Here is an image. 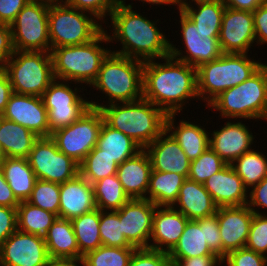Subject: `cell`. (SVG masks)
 Segmentation results:
<instances>
[{
    "mask_svg": "<svg viewBox=\"0 0 267 266\" xmlns=\"http://www.w3.org/2000/svg\"><path fill=\"white\" fill-rule=\"evenodd\" d=\"M198 97L197 68L172 56L164 63L155 60L143 64V98L162 109L166 114L182 111L185 100Z\"/></svg>",
    "mask_w": 267,
    "mask_h": 266,
    "instance_id": "obj_1",
    "label": "cell"
},
{
    "mask_svg": "<svg viewBox=\"0 0 267 266\" xmlns=\"http://www.w3.org/2000/svg\"><path fill=\"white\" fill-rule=\"evenodd\" d=\"M132 8L131 4L124 2L111 13L113 34L108 35L109 41L117 40L122 44L121 50L111 52L143 62L170 56V41L156 27V22Z\"/></svg>",
    "mask_w": 267,
    "mask_h": 266,
    "instance_id": "obj_2",
    "label": "cell"
},
{
    "mask_svg": "<svg viewBox=\"0 0 267 266\" xmlns=\"http://www.w3.org/2000/svg\"><path fill=\"white\" fill-rule=\"evenodd\" d=\"M89 103L102 112L108 126L129 136L143 149L166 130L167 114L144 98L109 105Z\"/></svg>",
    "mask_w": 267,
    "mask_h": 266,
    "instance_id": "obj_3",
    "label": "cell"
},
{
    "mask_svg": "<svg viewBox=\"0 0 267 266\" xmlns=\"http://www.w3.org/2000/svg\"><path fill=\"white\" fill-rule=\"evenodd\" d=\"M101 42H110L107 31L103 30L85 44L51 49L54 78L90 86L97 78L103 60L111 52L108 48L101 47Z\"/></svg>",
    "mask_w": 267,
    "mask_h": 266,
    "instance_id": "obj_4",
    "label": "cell"
},
{
    "mask_svg": "<svg viewBox=\"0 0 267 266\" xmlns=\"http://www.w3.org/2000/svg\"><path fill=\"white\" fill-rule=\"evenodd\" d=\"M252 60L248 54L224 53L201 64L197 68L198 99L201 97L209 105L225 90L244 82L263 65Z\"/></svg>",
    "mask_w": 267,
    "mask_h": 266,
    "instance_id": "obj_5",
    "label": "cell"
},
{
    "mask_svg": "<svg viewBox=\"0 0 267 266\" xmlns=\"http://www.w3.org/2000/svg\"><path fill=\"white\" fill-rule=\"evenodd\" d=\"M143 64L138 59L110 52L91 84L108 96V102H132L143 98Z\"/></svg>",
    "mask_w": 267,
    "mask_h": 266,
    "instance_id": "obj_6",
    "label": "cell"
},
{
    "mask_svg": "<svg viewBox=\"0 0 267 266\" xmlns=\"http://www.w3.org/2000/svg\"><path fill=\"white\" fill-rule=\"evenodd\" d=\"M208 106L226 119L267 120V64L241 84L222 92Z\"/></svg>",
    "mask_w": 267,
    "mask_h": 266,
    "instance_id": "obj_7",
    "label": "cell"
},
{
    "mask_svg": "<svg viewBox=\"0 0 267 266\" xmlns=\"http://www.w3.org/2000/svg\"><path fill=\"white\" fill-rule=\"evenodd\" d=\"M86 13V14H85ZM95 16L69 6L65 1H50L48 29L51 49L81 45L95 39L103 30Z\"/></svg>",
    "mask_w": 267,
    "mask_h": 266,
    "instance_id": "obj_8",
    "label": "cell"
},
{
    "mask_svg": "<svg viewBox=\"0 0 267 266\" xmlns=\"http://www.w3.org/2000/svg\"><path fill=\"white\" fill-rule=\"evenodd\" d=\"M3 72L8 76L13 93L16 94L41 97L55 79L51 54L44 51L14 50Z\"/></svg>",
    "mask_w": 267,
    "mask_h": 266,
    "instance_id": "obj_9",
    "label": "cell"
},
{
    "mask_svg": "<svg viewBox=\"0 0 267 266\" xmlns=\"http://www.w3.org/2000/svg\"><path fill=\"white\" fill-rule=\"evenodd\" d=\"M50 0H30L10 25L16 51L50 52L48 29Z\"/></svg>",
    "mask_w": 267,
    "mask_h": 266,
    "instance_id": "obj_10",
    "label": "cell"
},
{
    "mask_svg": "<svg viewBox=\"0 0 267 266\" xmlns=\"http://www.w3.org/2000/svg\"><path fill=\"white\" fill-rule=\"evenodd\" d=\"M104 118L99 109H88L69 126L51 133L57 148L80 164L96 146Z\"/></svg>",
    "mask_w": 267,
    "mask_h": 266,
    "instance_id": "obj_11",
    "label": "cell"
},
{
    "mask_svg": "<svg viewBox=\"0 0 267 266\" xmlns=\"http://www.w3.org/2000/svg\"><path fill=\"white\" fill-rule=\"evenodd\" d=\"M27 160L40 180L62 184L79 174V164L62 153L51 137H39Z\"/></svg>",
    "mask_w": 267,
    "mask_h": 266,
    "instance_id": "obj_12",
    "label": "cell"
},
{
    "mask_svg": "<svg viewBox=\"0 0 267 266\" xmlns=\"http://www.w3.org/2000/svg\"><path fill=\"white\" fill-rule=\"evenodd\" d=\"M77 89L72 90L65 80L60 82L54 79L42 94L41 98L48 111L50 135L69 126L91 108L89 101L78 95Z\"/></svg>",
    "mask_w": 267,
    "mask_h": 266,
    "instance_id": "obj_13",
    "label": "cell"
},
{
    "mask_svg": "<svg viewBox=\"0 0 267 266\" xmlns=\"http://www.w3.org/2000/svg\"><path fill=\"white\" fill-rule=\"evenodd\" d=\"M179 13L187 55H183L182 50L170 43V56L198 68L201 64L216 60L224 54L218 39L220 32H204L181 11Z\"/></svg>",
    "mask_w": 267,
    "mask_h": 266,
    "instance_id": "obj_14",
    "label": "cell"
},
{
    "mask_svg": "<svg viewBox=\"0 0 267 266\" xmlns=\"http://www.w3.org/2000/svg\"><path fill=\"white\" fill-rule=\"evenodd\" d=\"M44 237L16 230L0 245V266H47Z\"/></svg>",
    "mask_w": 267,
    "mask_h": 266,
    "instance_id": "obj_15",
    "label": "cell"
},
{
    "mask_svg": "<svg viewBox=\"0 0 267 266\" xmlns=\"http://www.w3.org/2000/svg\"><path fill=\"white\" fill-rule=\"evenodd\" d=\"M155 208L148 199L133 198L118 210L122 233L136 249L149 248Z\"/></svg>",
    "mask_w": 267,
    "mask_h": 266,
    "instance_id": "obj_16",
    "label": "cell"
},
{
    "mask_svg": "<svg viewBox=\"0 0 267 266\" xmlns=\"http://www.w3.org/2000/svg\"><path fill=\"white\" fill-rule=\"evenodd\" d=\"M218 39L223 53L247 54L256 42L253 12L225 7Z\"/></svg>",
    "mask_w": 267,
    "mask_h": 266,
    "instance_id": "obj_17",
    "label": "cell"
},
{
    "mask_svg": "<svg viewBox=\"0 0 267 266\" xmlns=\"http://www.w3.org/2000/svg\"><path fill=\"white\" fill-rule=\"evenodd\" d=\"M2 117L26 127L38 137H50L48 111L40 96L13 93Z\"/></svg>",
    "mask_w": 267,
    "mask_h": 266,
    "instance_id": "obj_18",
    "label": "cell"
},
{
    "mask_svg": "<svg viewBox=\"0 0 267 266\" xmlns=\"http://www.w3.org/2000/svg\"><path fill=\"white\" fill-rule=\"evenodd\" d=\"M254 212L247 206L219 207L216 215L222 239V259L246 246Z\"/></svg>",
    "mask_w": 267,
    "mask_h": 266,
    "instance_id": "obj_19",
    "label": "cell"
},
{
    "mask_svg": "<svg viewBox=\"0 0 267 266\" xmlns=\"http://www.w3.org/2000/svg\"><path fill=\"white\" fill-rule=\"evenodd\" d=\"M144 150L150 158L152 170L174 172L188 178L191 161L167 130Z\"/></svg>",
    "mask_w": 267,
    "mask_h": 266,
    "instance_id": "obj_20",
    "label": "cell"
},
{
    "mask_svg": "<svg viewBox=\"0 0 267 266\" xmlns=\"http://www.w3.org/2000/svg\"><path fill=\"white\" fill-rule=\"evenodd\" d=\"M188 221L172 206H156L150 238L153 243L149 244V248L169 254L177 245Z\"/></svg>",
    "mask_w": 267,
    "mask_h": 266,
    "instance_id": "obj_21",
    "label": "cell"
},
{
    "mask_svg": "<svg viewBox=\"0 0 267 266\" xmlns=\"http://www.w3.org/2000/svg\"><path fill=\"white\" fill-rule=\"evenodd\" d=\"M209 137V147L222 160L231 165L245 152L250 151L254 137L247 126L241 122H227L220 130L213 131Z\"/></svg>",
    "mask_w": 267,
    "mask_h": 266,
    "instance_id": "obj_22",
    "label": "cell"
},
{
    "mask_svg": "<svg viewBox=\"0 0 267 266\" xmlns=\"http://www.w3.org/2000/svg\"><path fill=\"white\" fill-rule=\"evenodd\" d=\"M203 185L218 208L247 205L249 189L244 186L232 165H226L208 178Z\"/></svg>",
    "mask_w": 267,
    "mask_h": 266,
    "instance_id": "obj_23",
    "label": "cell"
},
{
    "mask_svg": "<svg viewBox=\"0 0 267 266\" xmlns=\"http://www.w3.org/2000/svg\"><path fill=\"white\" fill-rule=\"evenodd\" d=\"M59 217L71 220L96 209L93 184L78 174L60 184Z\"/></svg>",
    "mask_w": 267,
    "mask_h": 266,
    "instance_id": "obj_24",
    "label": "cell"
},
{
    "mask_svg": "<svg viewBox=\"0 0 267 266\" xmlns=\"http://www.w3.org/2000/svg\"><path fill=\"white\" fill-rule=\"evenodd\" d=\"M151 171L150 158L144 149L118 165L119 182L130 199L146 198Z\"/></svg>",
    "mask_w": 267,
    "mask_h": 266,
    "instance_id": "obj_25",
    "label": "cell"
},
{
    "mask_svg": "<svg viewBox=\"0 0 267 266\" xmlns=\"http://www.w3.org/2000/svg\"><path fill=\"white\" fill-rule=\"evenodd\" d=\"M172 207L189 220H198L212 216L216 214L218 209L204 185L188 178L181 186L178 198Z\"/></svg>",
    "mask_w": 267,
    "mask_h": 266,
    "instance_id": "obj_26",
    "label": "cell"
},
{
    "mask_svg": "<svg viewBox=\"0 0 267 266\" xmlns=\"http://www.w3.org/2000/svg\"><path fill=\"white\" fill-rule=\"evenodd\" d=\"M49 258L52 260L79 259V246L71 220L57 217L44 236Z\"/></svg>",
    "mask_w": 267,
    "mask_h": 266,
    "instance_id": "obj_27",
    "label": "cell"
},
{
    "mask_svg": "<svg viewBox=\"0 0 267 266\" xmlns=\"http://www.w3.org/2000/svg\"><path fill=\"white\" fill-rule=\"evenodd\" d=\"M175 115L167 114L166 130L171 132L188 159L195 160L209 147V133L202 126L183 120L176 127Z\"/></svg>",
    "mask_w": 267,
    "mask_h": 266,
    "instance_id": "obj_28",
    "label": "cell"
},
{
    "mask_svg": "<svg viewBox=\"0 0 267 266\" xmlns=\"http://www.w3.org/2000/svg\"><path fill=\"white\" fill-rule=\"evenodd\" d=\"M0 168L16 199L27 201L37 181L27 158L7 157Z\"/></svg>",
    "mask_w": 267,
    "mask_h": 266,
    "instance_id": "obj_29",
    "label": "cell"
},
{
    "mask_svg": "<svg viewBox=\"0 0 267 266\" xmlns=\"http://www.w3.org/2000/svg\"><path fill=\"white\" fill-rule=\"evenodd\" d=\"M38 139L26 127L0 117V142L7 157L27 158Z\"/></svg>",
    "mask_w": 267,
    "mask_h": 266,
    "instance_id": "obj_30",
    "label": "cell"
},
{
    "mask_svg": "<svg viewBox=\"0 0 267 266\" xmlns=\"http://www.w3.org/2000/svg\"><path fill=\"white\" fill-rule=\"evenodd\" d=\"M96 147L112 158L118 165L133 157L143 148L132 138L115 130L105 122L101 127Z\"/></svg>",
    "mask_w": 267,
    "mask_h": 266,
    "instance_id": "obj_31",
    "label": "cell"
},
{
    "mask_svg": "<svg viewBox=\"0 0 267 266\" xmlns=\"http://www.w3.org/2000/svg\"><path fill=\"white\" fill-rule=\"evenodd\" d=\"M204 255H215L205 240V224L200 219L189 220L169 258L188 259Z\"/></svg>",
    "mask_w": 267,
    "mask_h": 266,
    "instance_id": "obj_32",
    "label": "cell"
},
{
    "mask_svg": "<svg viewBox=\"0 0 267 266\" xmlns=\"http://www.w3.org/2000/svg\"><path fill=\"white\" fill-rule=\"evenodd\" d=\"M186 178L174 172L152 170L145 199L156 206H172L177 200L181 186Z\"/></svg>",
    "mask_w": 267,
    "mask_h": 266,
    "instance_id": "obj_33",
    "label": "cell"
},
{
    "mask_svg": "<svg viewBox=\"0 0 267 266\" xmlns=\"http://www.w3.org/2000/svg\"><path fill=\"white\" fill-rule=\"evenodd\" d=\"M74 234L79 246V259L87 252L102 246L99 232L100 209L71 219Z\"/></svg>",
    "mask_w": 267,
    "mask_h": 266,
    "instance_id": "obj_34",
    "label": "cell"
},
{
    "mask_svg": "<svg viewBox=\"0 0 267 266\" xmlns=\"http://www.w3.org/2000/svg\"><path fill=\"white\" fill-rule=\"evenodd\" d=\"M17 209V230L44 237L57 215L33 206L27 201L19 203Z\"/></svg>",
    "mask_w": 267,
    "mask_h": 266,
    "instance_id": "obj_35",
    "label": "cell"
},
{
    "mask_svg": "<svg viewBox=\"0 0 267 266\" xmlns=\"http://www.w3.org/2000/svg\"><path fill=\"white\" fill-rule=\"evenodd\" d=\"M93 189L96 208L102 211H117L130 200L117 174L96 181Z\"/></svg>",
    "mask_w": 267,
    "mask_h": 266,
    "instance_id": "obj_36",
    "label": "cell"
},
{
    "mask_svg": "<svg viewBox=\"0 0 267 266\" xmlns=\"http://www.w3.org/2000/svg\"><path fill=\"white\" fill-rule=\"evenodd\" d=\"M188 5L181 8V12L204 32H220L225 4L221 2L196 3L198 7Z\"/></svg>",
    "mask_w": 267,
    "mask_h": 266,
    "instance_id": "obj_37",
    "label": "cell"
},
{
    "mask_svg": "<svg viewBox=\"0 0 267 266\" xmlns=\"http://www.w3.org/2000/svg\"><path fill=\"white\" fill-rule=\"evenodd\" d=\"M231 165L247 189H251L267 176V158L254 149L245 152Z\"/></svg>",
    "mask_w": 267,
    "mask_h": 266,
    "instance_id": "obj_38",
    "label": "cell"
},
{
    "mask_svg": "<svg viewBox=\"0 0 267 266\" xmlns=\"http://www.w3.org/2000/svg\"><path fill=\"white\" fill-rule=\"evenodd\" d=\"M118 164L96 146L79 164V174L91 184L110 175L117 174Z\"/></svg>",
    "mask_w": 267,
    "mask_h": 266,
    "instance_id": "obj_39",
    "label": "cell"
},
{
    "mask_svg": "<svg viewBox=\"0 0 267 266\" xmlns=\"http://www.w3.org/2000/svg\"><path fill=\"white\" fill-rule=\"evenodd\" d=\"M135 247L99 246L87 252L79 263L82 266H129Z\"/></svg>",
    "mask_w": 267,
    "mask_h": 266,
    "instance_id": "obj_40",
    "label": "cell"
},
{
    "mask_svg": "<svg viewBox=\"0 0 267 266\" xmlns=\"http://www.w3.org/2000/svg\"><path fill=\"white\" fill-rule=\"evenodd\" d=\"M99 232L103 246L133 247L122 233L118 210L110 212L100 210Z\"/></svg>",
    "mask_w": 267,
    "mask_h": 266,
    "instance_id": "obj_41",
    "label": "cell"
},
{
    "mask_svg": "<svg viewBox=\"0 0 267 266\" xmlns=\"http://www.w3.org/2000/svg\"><path fill=\"white\" fill-rule=\"evenodd\" d=\"M59 196L60 184L37 179L27 202L59 217Z\"/></svg>",
    "mask_w": 267,
    "mask_h": 266,
    "instance_id": "obj_42",
    "label": "cell"
},
{
    "mask_svg": "<svg viewBox=\"0 0 267 266\" xmlns=\"http://www.w3.org/2000/svg\"><path fill=\"white\" fill-rule=\"evenodd\" d=\"M226 165L222 158L208 147L197 159L190 162L188 179L203 184Z\"/></svg>",
    "mask_w": 267,
    "mask_h": 266,
    "instance_id": "obj_43",
    "label": "cell"
},
{
    "mask_svg": "<svg viewBox=\"0 0 267 266\" xmlns=\"http://www.w3.org/2000/svg\"><path fill=\"white\" fill-rule=\"evenodd\" d=\"M245 247L267 256V214H253Z\"/></svg>",
    "mask_w": 267,
    "mask_h": 266,
    "instance_id": "obj_44",
    "label": "cell"
},
{
    "mask_svg": "<svg viewBox=\"0 0 267 266\" xmlns=\"http://www.w3.org/2000/svg\"><path fill=\"white\" fill-rule=\"evenodd\" d=\"M125 0H65V2L80 11L88 12L95 16L97 20L102 21L103 18L111 16V13Z\"/></svg>",
    "mask_w": 267,
    "mask_h": 266,
    "instance_id": "obj_45",
    "label": "cell"
},
{
    "mask_svg": "<svg viewBox=\"0 0 267 266\" xmlns=\"http://www.w3.org/2000/svg\"><path fill=\"white\" fill-rule=\"evenodd\" d=\"M221 262L227 266H267V256L243 247L229 252Z\"/></svg>",
    "mask_w": 267,
    "mask_h": 266,
    "instance_id": "obj_46",
    "label": "cell"
},
{
    "mask_svg": "<svg viewBox=\"0 0 267 266\" xmlns=\"http://www.w3.org/2000/svg\"><path fill=\"white\" fill-rule=\"evenodd\" d=\"M129 266H172L169 254L150 248L135 249Z\"/></svg>",
    "mask_w": 267,
    "mask_h": 266,
    "instance_id": "obj_47",
    "label": "cell"
},
{
    "mask_svg": "<svg viewBox=\"0 0 267 266\" xmlns=\"http://www.w3.org/2000/svg\"><path fill=\"white\" fill-rule=\"evenodd\" d=\"M205 224V240L210 250L222 260V239L217 215L200 219Z\"/></svg>",
    "mask_w": 267,
    "mask_h": 266,
    "instance_id": "obj_48",
    "label": "cell"
},
{
    "mask_svg": "<svg viewBox=\"0 0 267 266\" xmlns=\"http://www.w3.org/2000/svg\"><path fill=\"white\" fill-rule=\"evenodd\" d=\"M16 208L0 206V245L17 230Z\"/></svg>",
    "mask_w": 267,
    "mask_h": 266,
    "instance_id": "obj_49",
    "label": "cell"
},
{
    "mask_svg": "<svg viewBox=\"0 0 267 266\" xmlns=\"http://www.w3.org/2000/svg\"><path fill=\"white\" fill-rule=\"evenodd\" d=\"M30 0H0V24L11 25Z\"/></svg>",
    "mask_w": 267,
    "mask_h": 266,
    "instance_id": "obj_50",
    "label": "cell"
},
{
    "mask_svg": "<svg viewBox=\"0 0 267 266\" xmlns=\"http://www.w3.org/2000/svg\"><path fill=\"white\" fill-rule=\"evenodd\" d=\"M247 206L256 214L259 213L256 207L267 209V176L263 178L257 185L252 187L249 194ZM256 209V210H255Z\"/></svg>",
    "mask_w": 267,
    "mask_h": 266,
    "instance_id": "obj_51",
    "label": "cell"
},
{
    "mask_svg": "<svg viewBox=\"0 0 267 266\" xmlns=\"http://www.w3.org/2000/svg\"><path fill=\"white\" fill-rule=\"evenodd\" d=\"M13 53L11 27L0 24V70H3Z\"/></svg>",
    "mask_w": 267,
    "mask_h": 266,
    "instance_id": "obj_52",
    "label": "cell"
},
{
    "mask_svg": "<svg viewBox=\"0 0 267 266\" xmlns=\"http://www.w3.org/2000/svg\"><path fill=\"white\" fill-rule=\"evenodd\" d=\"M255 40L257 45L267 43V4L261 5L253 12Z\"/></svg>",
    "mask_w": 267,
    "mask_h": 266,
    "instance_id": "obj_53",
    "label": "cell"
},
{
    "mask_svg": "<svg viewBox=\"0 0 267 266\" xmlns=\"http://www.w3.org/2000/svg\"><path fill=\"white\" fill-rule=\"evenodd\" d=\"M172 266H216L222 264L216 255L197 256L188 259H170Z\"/></svg>",
    "mask_w": 267,
    "mask_h": 266,
    "instance_id": "obj_54",
    "label": "cell"
},
{
    "mask_svg": "<svg viewBox=\"0 0 267 266\" xmlns=\"http://www.w3.org/2000/svg\"><path fill=\"white\" fill-rule=\"evenodd\" d=\"M19 203L0 168V206L18 207Z\"/></svg>",
    "mask_w": 267,
    "mask_h": 266,
    "instance_id": "obj_55",
    "label": "cell"
},
{
    "mask_svg": "<svg viewBox=\"0 0 267 266\" xmlns=\"http://www.w3.org/2000/svg\"><path fill=\"white\" fill-rule=\"evenodd\" d=\"M225 7L234 10L254 12L261 5L267 4V0H224Z\"/></svg>",
    "mask_w": 267,
    "mask_h": 266,
    "instance_id": "obj_56",
    "label": "cell"
},
{
    "mask_svg": "<svg viewBox=\"0 0 267 266\" xmlns=\"http://www.w3.org/2000/svg\"><path fill=\"white\" fill-rule=\"evenodd\" d=\"M13 94L12 85L8 76L0 70V117L6 108V105Z\"/></svg>",
    "mask_w": 267,
    "mask_h": 266,
    "instance_id": "obj_57",
    "label": "cell"
},
{
    "mask_svg": "<svg viewBox=\"0 0 267 266\" xmlns=\"http://www.w3.org/2000/svg\"><path fill=\"white\" fill-rule=\"evenodd\" d=\"M79 259L77 260H50L47 266H78Z\"/></svg>",
    "mask_w": 267,
    "mask_h": 266,
    "instance_id": "obj_58",
    "label": "cell"
},
{
    "mask_svg": "<svg viewBox=\"0 0 267 266\" xmlns=\"http://www.w3.org/2000/svg\"><path fill=\"white\" fill-rule=\"evenodd\" d=\"M141 2H146V3H152V4H155V5H163V4H167V5H178V9H179V12L181 11V4H180V0H139Z\"/></svg>",
    "mask_w": 267,
    "mask_h": 266,
    "instance_id": "obj_59",
    "label": "cell"
},
{
    "mask_svg": "<svg viewBox=\"0 0 267 266\" xmlns=\"http://www.w3.org/2000/svg\"><path fill=\"white\" fill-rule=\"evenodd\" d=\"M193 1L195 4L196 3H202V2H221V3L224 2V0H192V2ZM180 4H181V8H182L183 6L188 5V2L186 0H180Z\"/></svg>",
    "mask_w": 267,
    "mask_h": 266,
    "instance_id": "obj_60",
    "label": "cell"
},
{
    "mask_svg": "<svg viewBox=\"0 0 267 266\" xmlns=\"http://www.w3.org/2000/svg\"><path fill=\"white\" fill-rule=\"evenodd\" d=\"M7 158L4 150H3V147H2V144L0 142V164Z\"/></svg>",
    "mask_w": 267,
    "mask_h": 266,
    "instance_id": "obj_61",
    "label": "cell"
}]
</instances>
